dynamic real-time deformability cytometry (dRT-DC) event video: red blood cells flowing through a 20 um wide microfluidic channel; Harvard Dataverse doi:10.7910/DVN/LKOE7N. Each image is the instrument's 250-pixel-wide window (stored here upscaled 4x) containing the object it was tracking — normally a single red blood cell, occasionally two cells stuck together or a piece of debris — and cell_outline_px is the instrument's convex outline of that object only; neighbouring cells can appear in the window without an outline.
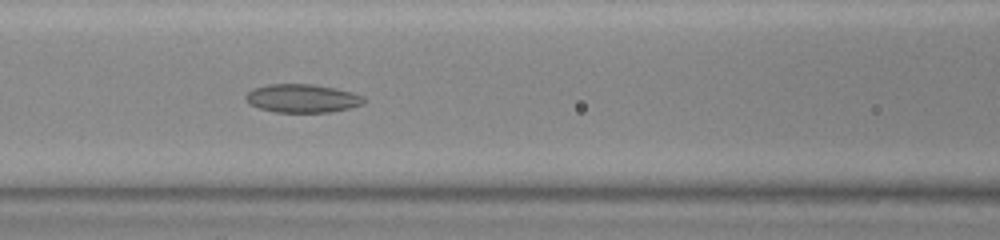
{"species": "common noctule bat (a hibernating species)", "species_latin": "Nyctalus noctula", "temperature_condition": "warm", "stored_images_in_passage": 37, "camera_frame_rate_fps": 3000, "um_per_image_px": 0.085, "animal": {"sex": "female", "body_mass_g": 23.0, "forearm_length_mm": 53.4}, "frame": {"image": 1, "passage_image": 7, "time_ms": 2.0, "image_size_px": [1000, 240], "cell_outline_px": [[364, 100], [360, 104], [348, 108], [328, 112], [276, 112], [260, 108], [252, 104], [244, 96], [252, 88], [268, 84], [312, 84], [336, 88], [352, 92], [364, 96]], "centroid_in_image_um": [25.68, 8.34], "position_along_channel_um": 140.9, "area_um2": 19.31}}
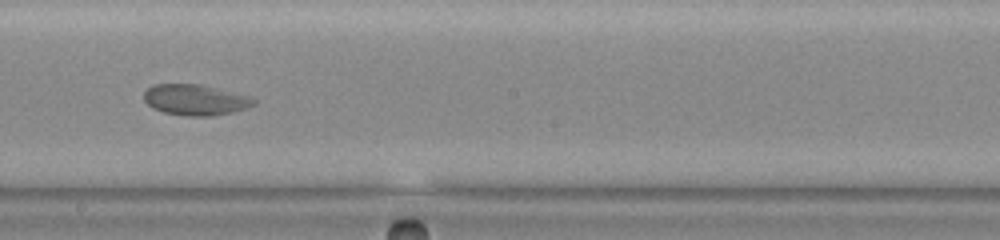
{"frame": {"image": 2, "passage_image": 14, "time_ms": 4.333, "image_size_px": [1000, 240], "cell_outline_px": [[256, 104], [232, 112], [212, 116], [188, 116], [164, 112], [152, 108], [144, 100], [144, 92], [152, 84], [200, 84], [252, 96], [256, 100]], "centroid_in_image_um": [16.61, 8.48], "position_along_channel_um": 231.6, "area_um2": 19.77}}
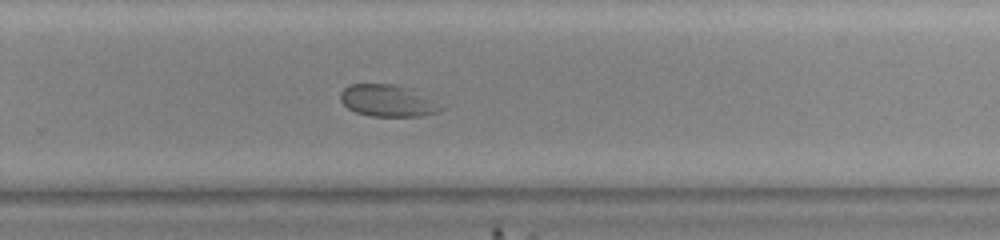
{"frame": {"image": 3, "passage_image": 19, "time_ms": 6.0, "image_size_px": [1000, 240], "cell_outline_px": [[452, 104], [448, 108], [440, 112], [420, 116], [372, 116], [356, 112], [348, 108], [340, 100], [340, 92], [344, 88], [352, 84], [392, 84], [416, 88]], "centroid_in_image_um": [33.22, 8.55], "position_along_channel_um": 296.6, "area_um2": 19.94}}